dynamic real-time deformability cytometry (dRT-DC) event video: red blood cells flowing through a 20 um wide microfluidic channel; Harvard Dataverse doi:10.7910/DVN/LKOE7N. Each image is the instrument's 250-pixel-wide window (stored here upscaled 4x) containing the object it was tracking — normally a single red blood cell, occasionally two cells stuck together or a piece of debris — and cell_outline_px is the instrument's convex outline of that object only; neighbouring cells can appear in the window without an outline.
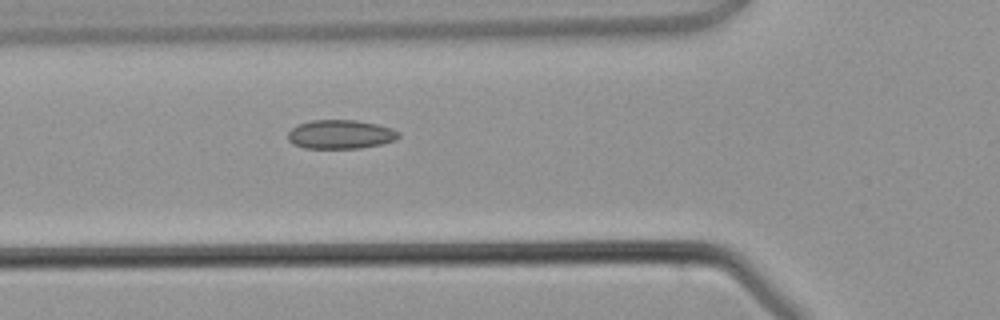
{"species": "common noctule bat (a hibernating species)", "species_latin": "Nyctalus noctula", "temperature_condition": "warm", "stored_images_in_passage": 6, "camera_frame_rate_fps": 3000, "um_per_image_px": 0.085, "animal": {"sex": "male", "body_mass_g": 21.5, "forearm_length_mm": 52.0}, "frame": {"image": 1, "passage_image": 6, "time_ms": 6.0, "image_size_px": [1000, 320], "cell_outline_px": [[400, 136], [396, 140], [380, 144], [360, 148], [304, 148], [292, 144], [288, 140], [288, 132], [296, 124], [312, 120], [356, 120], [376, 124], [392, 128], [400, 132]], "centroid_in_image_um": [28.93, 11.42], "position_along_channel_um": 96.9, "area_um2": 18.79}}